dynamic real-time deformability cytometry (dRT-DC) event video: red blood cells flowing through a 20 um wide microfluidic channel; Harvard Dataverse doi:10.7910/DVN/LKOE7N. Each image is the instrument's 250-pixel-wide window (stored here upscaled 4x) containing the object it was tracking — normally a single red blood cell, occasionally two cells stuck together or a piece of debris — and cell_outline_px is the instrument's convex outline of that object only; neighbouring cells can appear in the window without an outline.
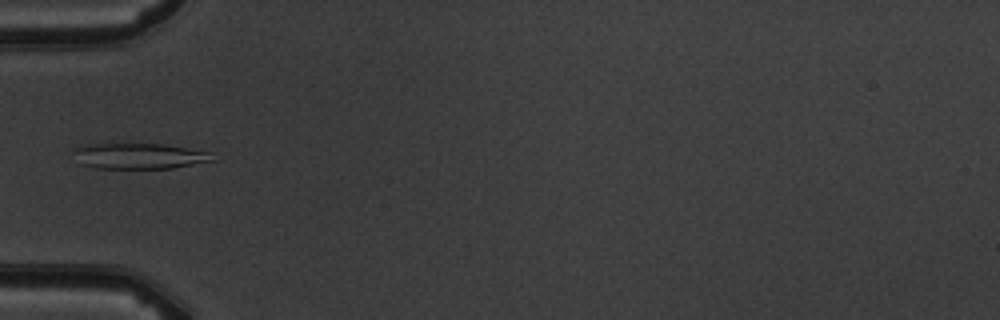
{"species": "common noctule bat (a hibernating species)", "species_latin": "Nyctalus noctula", "temperature_condition": "warm", "stored_images_in_passage": 5, "camera_frame_rate_fps": 3000, "um_per_image_px": 0.085, "animal": {"sex": "male", "body_mass_g": 19.5, "forearm_length_mm": 54.6}, "frame": {"image": 1, "passage_image": 5, "time_ms": 4.667, "image_size_px": [1000, 320], "cell_outline_px": [[216, 160], [172, 168], [96, 168], [80, 164], [72, 152], [72, 148], [80, 144], [164, 144], [212, 152]], "centroid_in_image_um": [11.8, 13.25], "position_along_channel_um": 73.2, "area_um2": 21.04}}